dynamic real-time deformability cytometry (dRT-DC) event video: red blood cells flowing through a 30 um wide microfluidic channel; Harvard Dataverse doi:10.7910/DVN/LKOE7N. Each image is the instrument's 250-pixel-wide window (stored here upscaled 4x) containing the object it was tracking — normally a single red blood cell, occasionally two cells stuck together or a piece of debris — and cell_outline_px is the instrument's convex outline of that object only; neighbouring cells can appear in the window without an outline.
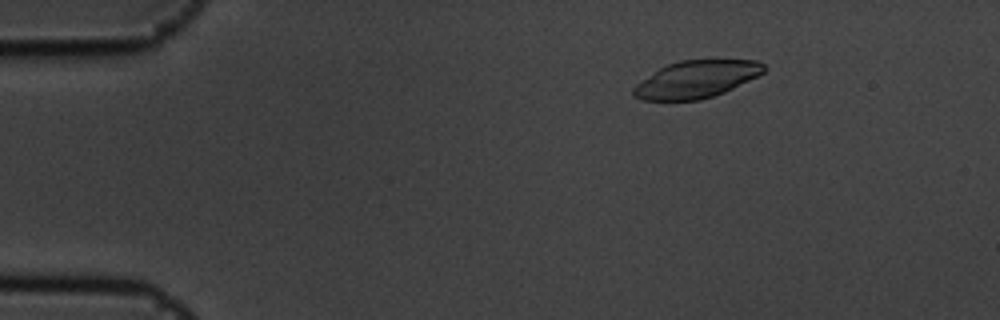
{"species": "common noctule bat (a hibernating species)", "species_latin": "Nyctalus noctula", "temperature_condition": "cold", "stored_images_in_passage": 56, "camera_frame_rate_fps": 3000, "um_per_image_px": 0.085, "animal": {"sex": "male", "body_mass_g": 19.5, "forearm_length_mm": 54.6}, "frame": {"image": 1, "passage_image": 9, "time_ms": 2.667, "image_size_px": [1000, 320], "cell_outline_px": [[768, 68], [764, 72], [724, 92], [700, 100], [644, 100], [632, 96], [632, 88], [636, 84], [660, 68], [668, 64], [680, 60], [756, 60], [764, 64]], "centroid_in_image_um": [59.18, 6.74], "position_along_channel_um": 25.8, "area_um2": 28.03}}